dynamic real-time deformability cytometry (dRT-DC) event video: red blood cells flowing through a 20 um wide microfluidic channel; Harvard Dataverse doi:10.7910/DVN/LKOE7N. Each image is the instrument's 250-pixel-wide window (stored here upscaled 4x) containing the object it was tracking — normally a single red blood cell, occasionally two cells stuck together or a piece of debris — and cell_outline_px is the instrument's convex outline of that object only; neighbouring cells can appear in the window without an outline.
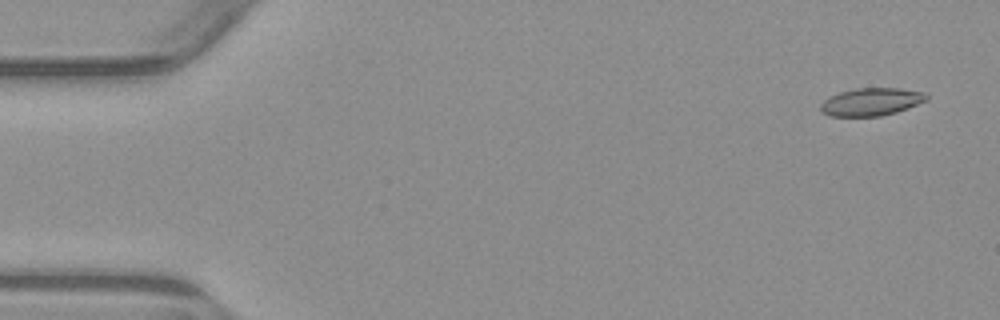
{"species": "common noctule bat (a hibernating species)", "species_latin": "Nyctalus noctula", "temperature_condition": "warm", "stored_images_in_passage": 6, "camera_frame_rate_fps": 3000, "um_per_image_px": 0.085, "animal": {"sex": "male", "body_mass_g": 23.1, "forearm_length_mm": 52.7}, "frame": {"image": 1, "passage_image": 1, "time_ms": 0.0, "image_size_px": [1000, 320], "cell_outline_px": [[928, 100], [908, 108], [896, 112], [880, 116], [828, 116], [820, 112], [820, 104], [828, 96], [840, 92], [856, 88], [900, 88], [928, 92]], "centroid_in_image_um": [74.06, 8.65], "position_along_channel_um": 10.9, "area_um2": 17.4}}
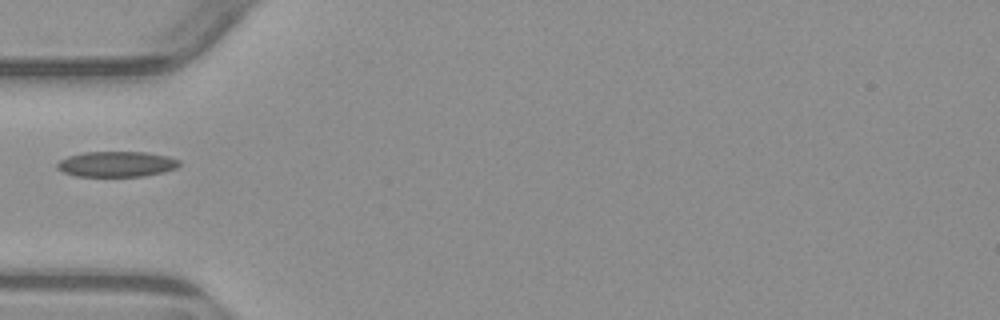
{"frame": {"image": 2, "passage_image": 5, "time_ms": 5.0, "image_size_px": [1000, 320], "cell_outline_px": [[180, 164], [176, 168], [164, 172], [144, 176], [76, 176], [64, 172], [56, 168], [56, 164], [60, 160], [68, 156], [84, 152], [144, 152], [168, 156], [180, 160]], "centroid_in_image_um": [9.91, 13.95], "position_along_channel_um": 75.1, "area_um2": 18.15}}
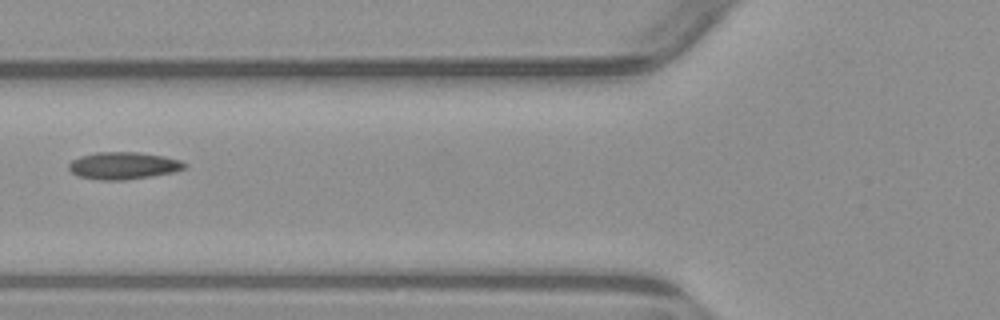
{"frame": {"image": 3, "passage_image": 6, "time_ms": 6.0, "image_size_px": [1000, 320], "cell_outline_px": [[188, 164], [184, 168], [172, 172], [152, 176], [124, 180], [100, 180], [80, 176], [72, 172], [68, 168], [68, 164], [72, 160], [80, 156], [96, 152], [140, 152], [164, 156], [180, 160]], "centroid_in_image_um": [10.48, 14.07], "position_along_channel_um": 115.3, "area_um2": 18.32}}